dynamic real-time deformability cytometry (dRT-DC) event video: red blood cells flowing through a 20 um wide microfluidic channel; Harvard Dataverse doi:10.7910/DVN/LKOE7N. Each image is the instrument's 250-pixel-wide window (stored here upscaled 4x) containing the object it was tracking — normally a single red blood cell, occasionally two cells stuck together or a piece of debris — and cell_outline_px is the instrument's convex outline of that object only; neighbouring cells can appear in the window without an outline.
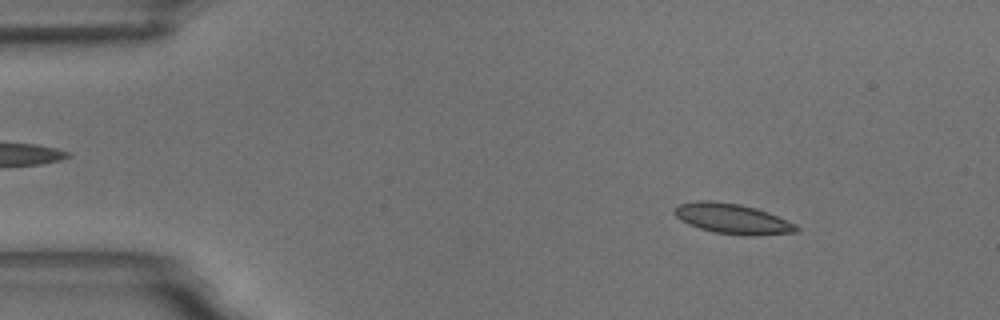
{"species": "common noctule bat (a hibernating species)", "species_latin": "Nyctalus noctula", "temperature_condition": "room temperature", "stored_images_in_passage": 52, "camera_frame_rate_fps": 3000, "um_per_image_px": 0.085, "animal": {"sex": "male", "body_mass_g": 18.8}, "frame": {"image": 1, "passage_image": 7, "time_ms": 2.0, "image_size_px": [1000, 320], "cell_outline_px": [[800, 228], [796, 232], [752, 236], [744, 236], [716, 232], [700, 228], [688, 224], [680, 220], [672, 212], [680, 204], [696, 200], [712, 200], [740, 204], [756, 208], [768, 212], [796, 224]], "centroid_in_image_um": [62.26, 18.59], "position_along_channel_um": 22.7, "area_um2": 21.5}}
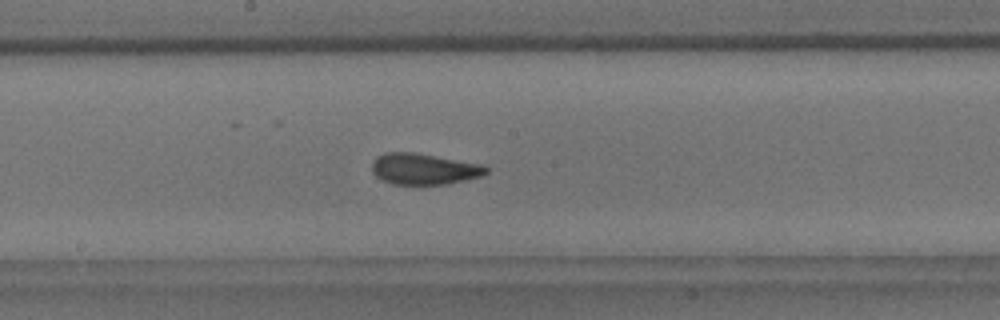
{"frame": {"image": 2, "passage_image": 29, "time_ms": 9.333, "image_size_px": [1000, 320], "cell_outline_px": [[488, 172], [484, 176], [448, 184], [392, 184], [376, 176], [372, 172], [372, 164], [376, 156], [384, 152], [412, 152], [484, 164], [488, 168]], "centroid_in_image_um": [36.07, 14.36], "position_along_channel_um": 212.1, "area_um2": 20.87}}
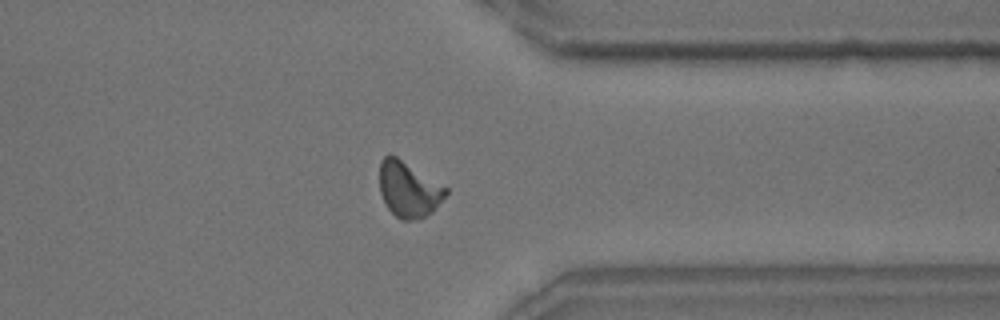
{"frame": {"image": 3, "passage_image": 43, "time_ms": 14.0, "image_size_px": [1000, 320], "cell_outline_px": [[448, 192], [432, 212], [424, 216], [412, 220], [400, 220], [388, 208], [380, 192], [380, 160], [384, 156], [396, 156], [448, 188]], "centroid_in_image_um": [34.73, 16.1], "position_along_channel_um": 376.7, "area_um2": 21.1}, "authors_computed_cell_mechanics": {"area_um2": 20.6346, "velocity_mm_per_s": 3.6327, "shape_relaxation_time_tau1_ms": 6.825, "shape_relaxation_time_tau2_ms": 1.4373, "deformation_change_tau1": 0.1418, "deformation_change_tau2": 0.0705}}